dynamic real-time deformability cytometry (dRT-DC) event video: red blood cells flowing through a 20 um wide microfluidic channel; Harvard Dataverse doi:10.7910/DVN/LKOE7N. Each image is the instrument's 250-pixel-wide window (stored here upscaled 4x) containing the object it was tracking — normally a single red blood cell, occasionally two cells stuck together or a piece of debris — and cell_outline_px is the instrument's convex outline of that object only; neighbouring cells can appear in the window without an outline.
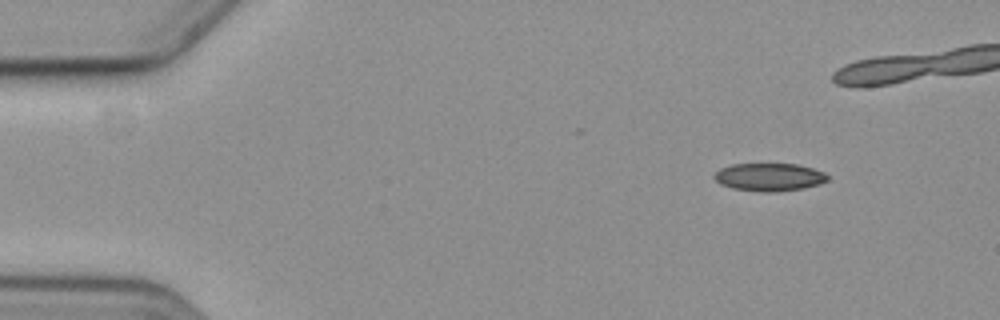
{"species": "common noctule bat (a hibernating species)", "species_latin": "Nyctalus noctula", "temperature_condition": "cold", "stored_images_in_passage": 7, "camera_frame_rate_fps": 3000, "um_per_image_px": 0.085, "animal": {"sex": "female", "body_mass_g": 19.3, "forearm_length_mm": 54.1}, "frame": {"image": 1, "passage_image": 1, "time_ms": 0.0, "image_size_px": [1000, 320], "cell_outline_px": [[828, 180], [820, 184], [804, 188], [772, 192], [764, 192], [732, 188], [720, 184], [712, 176], [720, 168], [732, 164], [796, 164], [812, 168], [824, 172], [828, 176]], "centroid_in_image_um": [65.38, 15.05], "position_along_channel_um": 19.6, "area_um2": 18.38}}